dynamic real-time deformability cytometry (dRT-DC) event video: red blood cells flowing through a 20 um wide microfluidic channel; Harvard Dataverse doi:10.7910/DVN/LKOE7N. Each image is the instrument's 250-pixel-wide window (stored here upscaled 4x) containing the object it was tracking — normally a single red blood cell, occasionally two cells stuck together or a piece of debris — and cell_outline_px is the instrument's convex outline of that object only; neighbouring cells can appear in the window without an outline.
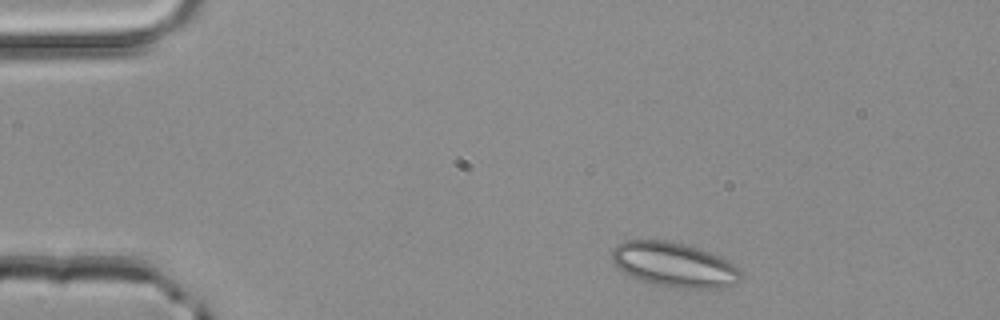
{"species": "common noctule bat (a hibernating species)", "species_latin": "Nyctalus noctula", "temperature_condition": "room temperature", "stored_images_in_passage": 3, "camera_frame_rate_fps": 3000, "um_per_image_px": 0.085, "animal": {"sex": "male", "body_mass_g": 20.4}, "frame": {"image": 1, "passage_image": 3, "time_ms": 0.667, "image_size_px": [1000, 320], "cell_outline_px": [[740, 280], [736, 284], [720, 288], [676, 288], [652, 284], [632, 276], [616, 268], [612, 260], [612, 248], [616, 244], [624, 240], [664, 240], [692, 244], [728, 260], [740, 272]], "centroid_in_image_um": [57.28, 22.48], "position_along_channel_um": 27.7, "area_um2": 33.87}}